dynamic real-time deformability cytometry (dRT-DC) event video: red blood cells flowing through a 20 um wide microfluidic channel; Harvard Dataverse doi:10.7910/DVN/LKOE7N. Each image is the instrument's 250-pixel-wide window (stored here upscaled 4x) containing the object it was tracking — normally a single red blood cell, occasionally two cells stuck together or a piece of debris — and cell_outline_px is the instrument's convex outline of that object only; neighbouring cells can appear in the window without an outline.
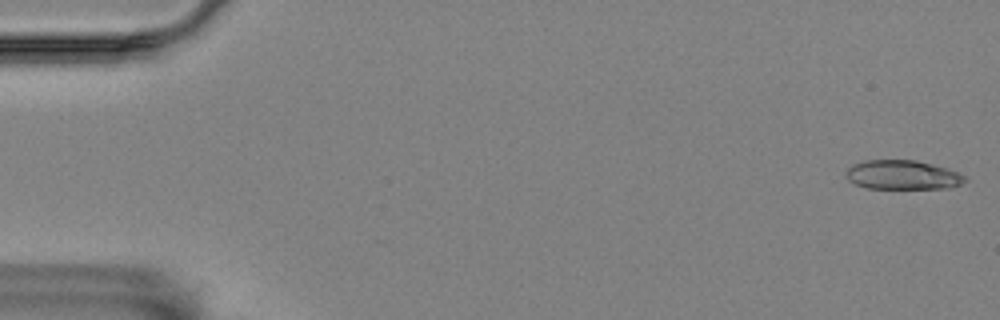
{"species": "Egyptian fruit bat (a non-hibernating species)", "species_latin": "Rousettus aegyptiacus", "temperature_condition": "room temperature", "stored_images_in_passage": 11, "camera_frame_rate_fps": 3000, "um_per_image_px": 0.085, "animal": {"sex": "female"}, "frame": {"image": 1, "passage_image": 1, "time_ms": 0.0, "image_size_px": [1000, 320], "cell_outline_px": [[968, 180], [960, 184], [948, 188], [868, 188], [856, 184], [848, 180], [844, 176], [848, 168], [852, 164], [864, 160], [916, 160], [948, 168], [960, 172]], "centroid_in_image_um": [76.72, 14.86], "position_along_channel_um": 8.3, "area_um2": 20.35}}
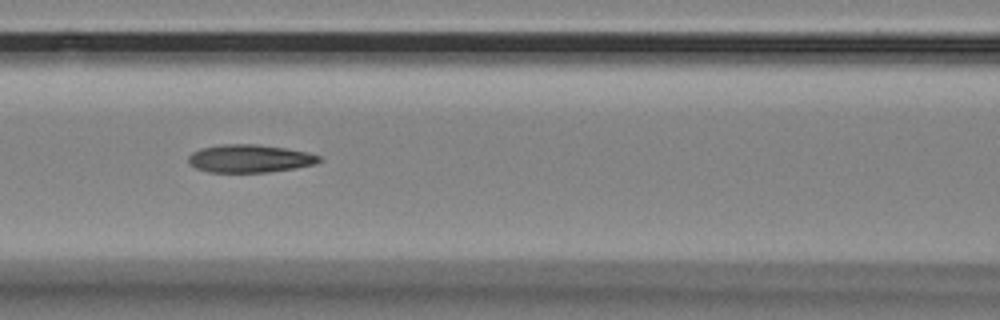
{"frame": {"image": 2, "passage_image": 7, "time_ms": 2.0, "image_size_px": [1000, 320], "cell_outline_px": [[324, 160], [316, 164], [268, 172], [208, 172], [196, 168], [188, 164], [188, 156], [192, 152], [200, 148], [220, 144], [256, 144], [284, 148], [308, 152], [320, 156]], "centroid_in_image_um": [21.2, 13.47], "position_along_channel_um": 145.4, "area_um2": 21.39}}
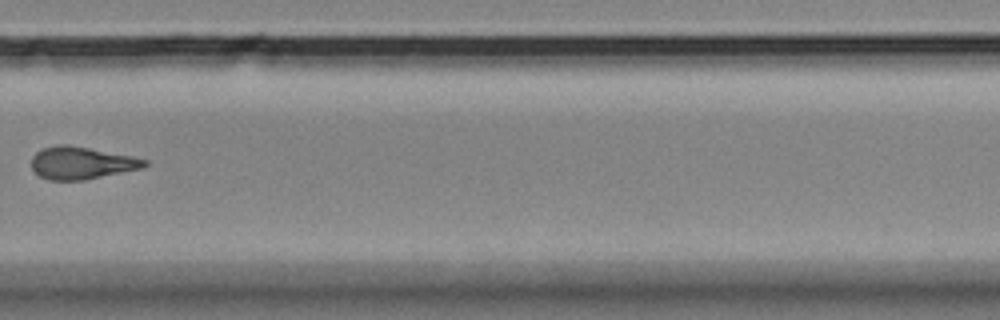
{"frame": {"image": 3, "passage_image": 11, "time_ms": 3.333, "image_size_px": [1000, 320], "cell_outline_px": [[148, 164], [140, 168], [84, 180], [48, 180], [40, 176], [32, 168], [32, 156], [40, 148], [56, 144], [68, 144], [132, 156], [148, 160]], "centroid_in_image_um": [6.88, 13.83], "position_along_channel_um": 322.9, "area_um2": 21.27}}